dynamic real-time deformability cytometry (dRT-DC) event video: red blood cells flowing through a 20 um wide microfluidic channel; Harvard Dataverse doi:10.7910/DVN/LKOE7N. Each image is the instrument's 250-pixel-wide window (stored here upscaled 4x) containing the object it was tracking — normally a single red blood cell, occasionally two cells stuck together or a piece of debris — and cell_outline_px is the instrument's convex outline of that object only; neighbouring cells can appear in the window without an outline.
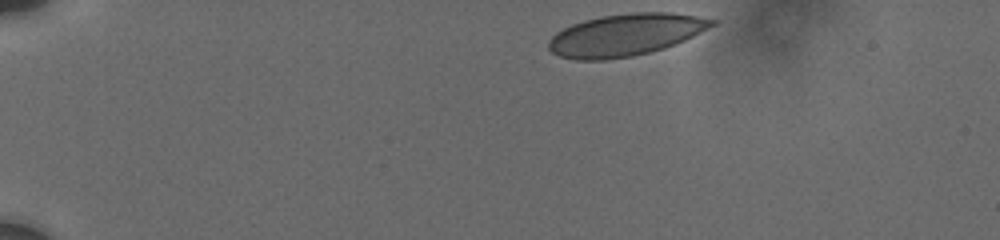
{"species": "human", "species_latin": "Homo sapiens", "temperature_condition": "cold", "stored_images_in_passage": 26, "camera_frame_rate_fps": 3000, "um_per_image_px": 0.085, "donor": {"sex": "male"}, "frame": {"image": 1, "passage_image": 1, "time_ms": 0.0, "image_size_px": [1000, 240], "cell_outline_px": [[720, 20], [716, 24], [684, 40], [664, 48], [632, 56], [604, 60], [576, 60], [560, 56], [552, 52], [548, 48], [548, 40], [556, 32], [572, 24], [584, 20], [600, 16], [632, 12], [672, 12]], "centroid_in_image_um": [53.16, 2.95], "position_along_channel_um": 31.8, "area_um2": 40.0}}
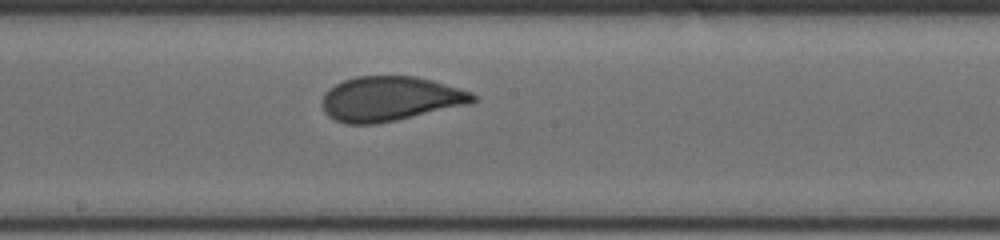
{"frame": {"image": 2, "passage_image": 15, "time_ms": 7.333, "image_size_px": [1000, 240], "cell_outline_px": [[480, 100], [464, 104], [396, 120], [376, 124], [344, 124], [328, 116], [324, 112], [320, 104], [320, 100], [324, 92], [328, 88], [344, 80], [356, 76], [416, 76], [432, 80], [460, 88], [472, 92]], "centroid_in_image_um": [33.09, 8.39], "position_along_channel_um": 215.1, "area_um2": 39.25}}
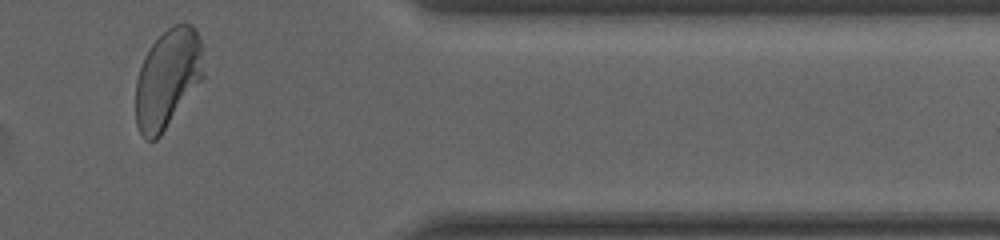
{"frame": {"image": 3, "passage_image": 26, "time_ms": 12.667, "image_size_px": [1000, 240], "cell_outline_px": [[204, 76], [160, 136], [156, 140], [144, 140], [136, 124], [136, 80], [144, 56], [152, 44], [168, 28], [176, 24], [192, 24], [196, 28], [200, 40]], "centroid_in_image_um": [14.23, 6.68], "position_along_channel_um": 397.2, "area_um2": 38.78}, "authors_computed_cell_mechanics": {"area_um2": 39.1017, "velocity_mm_per_s": 3.7133, "shape_relaxation_time_tau1_ms": 5.581, "shape_relaxation_time_tau2_ms": null, "deformation_change_tau1": 0.1302, "deformation_change_tau2": null}}